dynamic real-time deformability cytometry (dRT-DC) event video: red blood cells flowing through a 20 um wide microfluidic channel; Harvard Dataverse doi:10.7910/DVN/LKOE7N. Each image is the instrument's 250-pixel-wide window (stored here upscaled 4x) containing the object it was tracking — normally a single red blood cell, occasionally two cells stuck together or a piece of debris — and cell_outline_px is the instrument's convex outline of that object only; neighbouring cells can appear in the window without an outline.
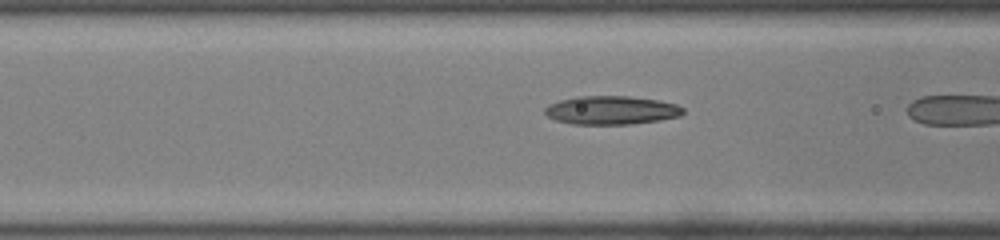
{"species": "common noctule bat (a hibernating species)", "species_latin": "Nyctalus noctula", "temperature_condition": "room temperature", "stored_images_in_passage": 6, "camera_frame_rate_fps": 3000, "um_per_image_px": 0.085, "animal": {"sex": "male", "body_mass_g": 19.0, "forearm_length_mm": 50.8}, "frame": {"image": 1, "passage_image": 5, "time_ms": 1.333, "image_size_px": [1000, 240], "cell_outline_px": [[684, 112], [680, 116], [660, 120], [632, 124], [572, 124], [556, 120], [548, 116], [544, 112], [544, 108], [548, 104], [560, 100], [576, 96], [628, 96], [656, 100], [676, 104], [684, 108]], "centroid_in_image_um": [51.95, 9.37], "position_along_channel_um": 114.7, "area_um2": 23.0}}